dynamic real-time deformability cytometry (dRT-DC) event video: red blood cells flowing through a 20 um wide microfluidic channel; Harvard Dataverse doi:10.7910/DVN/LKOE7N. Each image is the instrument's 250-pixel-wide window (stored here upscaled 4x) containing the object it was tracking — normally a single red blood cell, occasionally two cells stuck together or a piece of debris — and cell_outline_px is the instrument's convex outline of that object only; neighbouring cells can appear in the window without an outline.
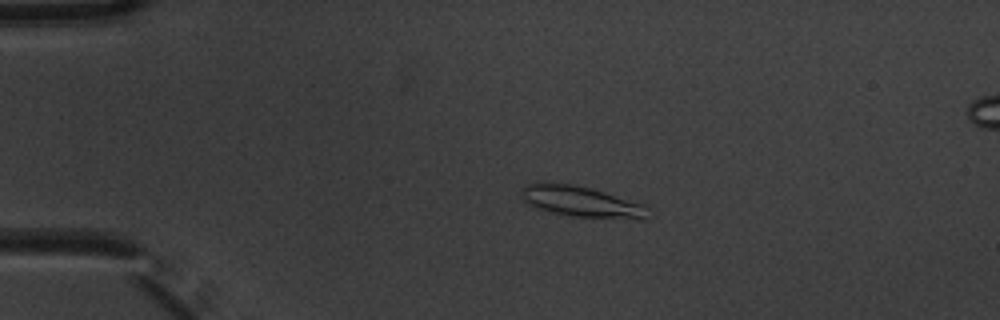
{"species": "common noctule bat (a hibernating species)", "species_latin": "Nyctalus noctula", "temperature_condition": "warm", "stored_images_in_passage": 6, "camera_frame_rate_fps": 3000, "um_per_image_px": 0.085, "animal": {"sex": "male", "body_mass_g": 20.1, "forearm_length_mm": 53.5}, "frame": {"image": 1, "passage_image": 3, "time_ms": 0.667, "image_size_px": [1000, 320], "cell_outline_px": [[648, 208], [644, 220], [572, 216], [552, 212], [536, 208], [528, 204], [520, 196], [520, 188], [536, 180], [544, 180], [576, 184], [644, 204]], "centroid_in_image_um": [49.31, 17.1], "position_along_channel_um": 35.7, "area_um2": 23.24}}
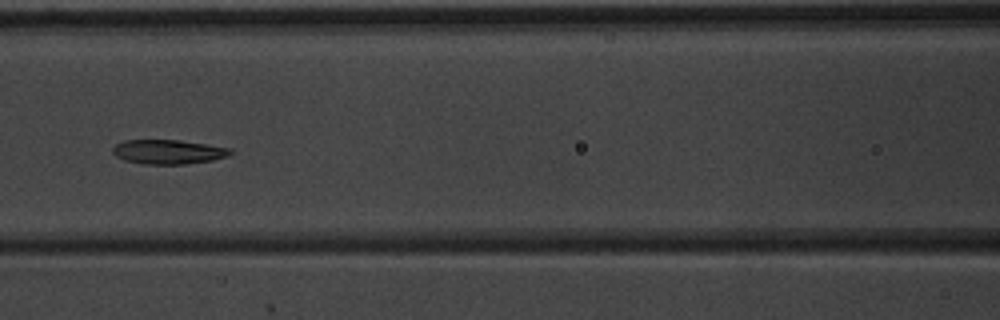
{"frame": {"image": 2, "passage_image": 6, "time_ms": 1.667, "image_size_px": [1000, 320], "cell_outline_px": [[232, 152], [228, 156], [212, 160], [184, 164], [144, 164], [124, 160], [116, 156], [112, 152], [112, 148], [116, 144], [124, 140], [180, 140], [232, 148]], "centroid_in_image_um": [14.29, 12.9], "position_along_channel_um": 152.3, "area_um2": 16.7}}